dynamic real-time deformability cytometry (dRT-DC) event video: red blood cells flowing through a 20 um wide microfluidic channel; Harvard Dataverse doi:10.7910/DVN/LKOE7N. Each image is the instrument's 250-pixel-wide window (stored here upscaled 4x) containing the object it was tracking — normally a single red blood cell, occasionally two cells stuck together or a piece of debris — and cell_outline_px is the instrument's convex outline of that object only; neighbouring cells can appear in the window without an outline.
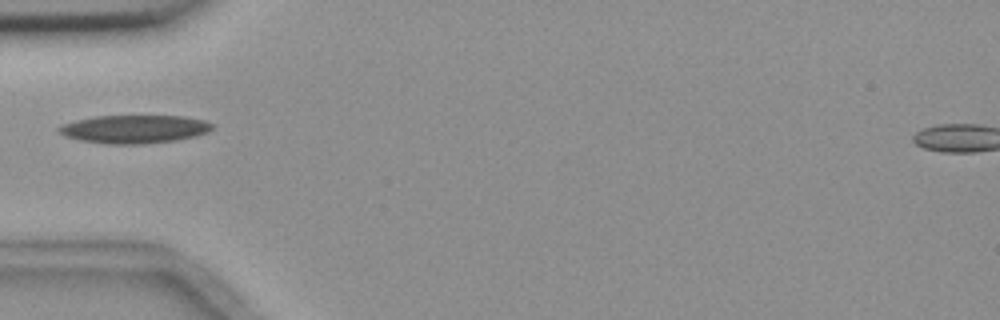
{"species": "common noctule bat (a hibernating species)", "species_latin": "Nyctalus noctula", "temperature_condition": "room temperature", "stored_images_in_passage": 5, "camera_frame_rate_fps": 3000, "um_per_image_px": 0.085, "animal": {"sex": "female", "body_mass_g": 18.4}, "frame": {"image": 1, "passage_image": 5, "time_ms": 4.667, "image_size_px": [1000, 320], "cell_outline_px": [[212, 128], [208, 132], [196, 136], [176, 140], [144, 144], [108, 144], [80, 140], [64, 136], [56, 128], [64, 124], [76, 120], [92, 116], [184, 116], [204, 120], [212, 124]], "centroid_in_image_um": [11.41, 10.97], "position_along_channel_um": 73.6, "area_um2": 25.2}}